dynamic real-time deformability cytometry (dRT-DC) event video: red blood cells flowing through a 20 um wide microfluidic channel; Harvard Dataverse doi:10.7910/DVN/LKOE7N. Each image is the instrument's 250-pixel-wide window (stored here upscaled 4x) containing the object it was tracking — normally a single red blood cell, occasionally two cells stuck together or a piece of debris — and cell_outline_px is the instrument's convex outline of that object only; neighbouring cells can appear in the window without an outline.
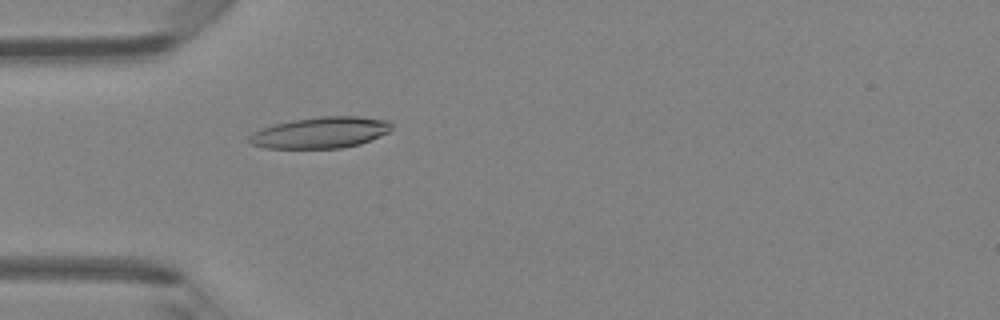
{"species": "Egyptian fruit bat (a non-hibernating species)", "species_latin": "Rousettus aegyptiacus", "temperature_condition": "room temperature", "stored_images_in_passage": 48, "camera_frame_rate_fps": 3000, "um_per_image_px": 0.085, "animal": {"sex": "female"}, "frame": {"image": 1, "passage_image": 15, "time_ms": 4.667, "image_size_px": [1000, 320], "cell_outline_px": [[392, 128], [388, 132], [380, 136], [360, 144], [340, 148], [264, 148], [252, 144], [248, 140], [248, 136], [252, 132], [260, 128], [292, 120], [320, 116], [360, 116], [388, 120], [392, 124]], "centroid_in_image_um": [27.24, 11.26], "position_along_channel_um": 57.8, "area_um2": 26.01}}
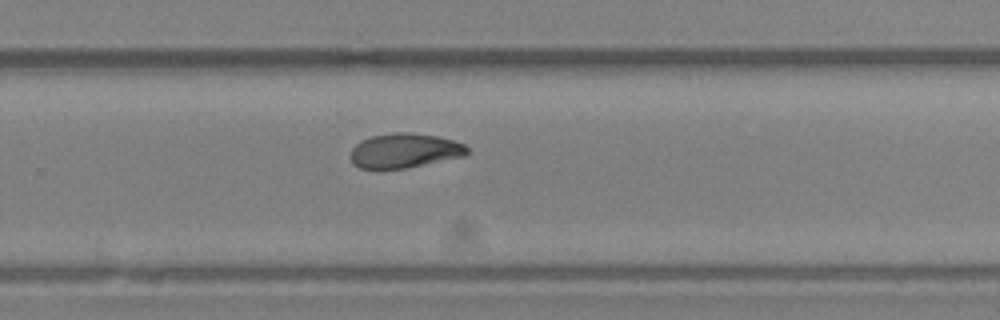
{"frame": {"image": 2, "passage_image": 32, "time_ms": 10.333, "image_size_px": [1000, 320], "cell_outline_px": [[468, 152], [464, 156], [408, 168], [376, 172], [360, 168], [352, 164], [352, 148], [360, 140], [372, 136], [392, 132], [412, 132], [436, 136], [452, 140], [464, 144], [468, 148]], "centroid_in_image_um": [34.33, 12.84], "position_along_channel_um": 295.5, "area_um2": 24.1}}
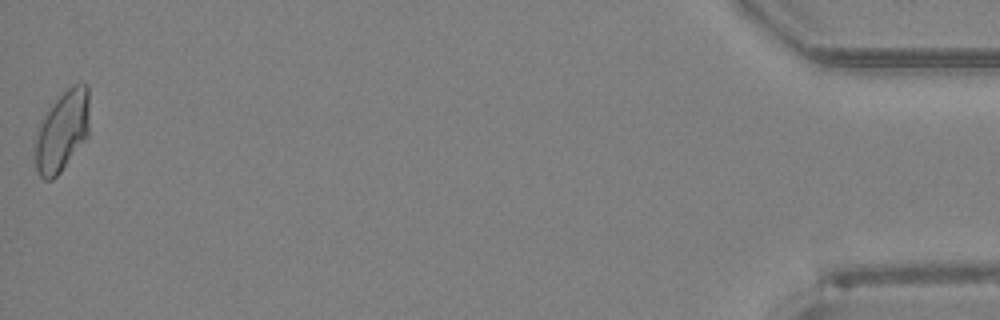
{"frame": {"image": 3, "passage_image": 48, "time_ms": 15.667, "image_size_px": [1000, 320], "cell_outline_px": [[88, 136], [60, 172], [52, 180], [44, 180], [36, 172], [36, 128], [44, 112], [72, 84], [88, 84]], "centroid_in_image_um": [5.26, 11.14], "position_along_channel_um": 429.9, "area_um2": 25.43}, "authors_computed_cell_mechanics": {"area_um2": 24.2182, "velocity_mm_per_s": 4.2827, "shape_relaxation_time_tau1_ms": 8.2151, "shape_relaxation_time_tau2_ms": 3.5802, "deformation_change_tau1": 0.2101, "deformation_change_tau2": 0.0949}}